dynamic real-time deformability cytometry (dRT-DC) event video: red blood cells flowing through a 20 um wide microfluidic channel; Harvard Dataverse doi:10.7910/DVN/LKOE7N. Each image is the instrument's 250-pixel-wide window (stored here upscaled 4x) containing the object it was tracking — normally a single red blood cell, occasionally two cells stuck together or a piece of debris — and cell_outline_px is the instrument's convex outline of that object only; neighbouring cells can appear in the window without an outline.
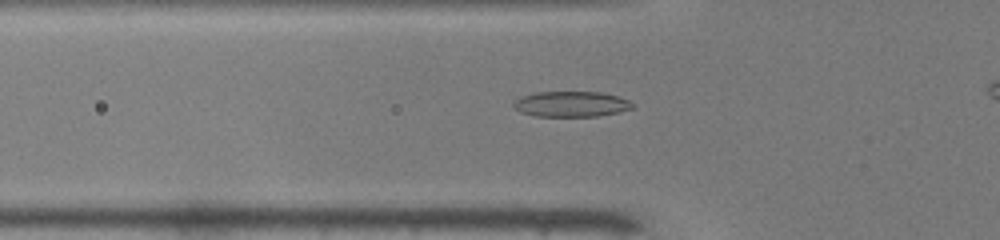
{"species": "common noctule bat (a hibernating species)", "species_latin": "Nyctalus noctula", "temperature_condition": "warm", "stored_images_in_passage": 29, "camera_frame_rate_fps": 3000, "um_per_image_px": 0.085, "animal": {"sex": "male", "body_mass_g": 19.0, "forearm_length_mm": 50.8}, "frame": {"image": 1, "passage_image": 2, "time_ms": 0.333, "image_size_px": [1000, 240], "cell_outline_px": [[636, 104], [632, 108], [616, 112], [596, 116], [536, 116], [520, 112], [512, 104], [520, 96], [536, 92], [604, 92], [628, 100]], "centroid_in_image_um": [48.54, 8.84], "position_along_channel_um": 77.3, "area_um2": 17.57}}
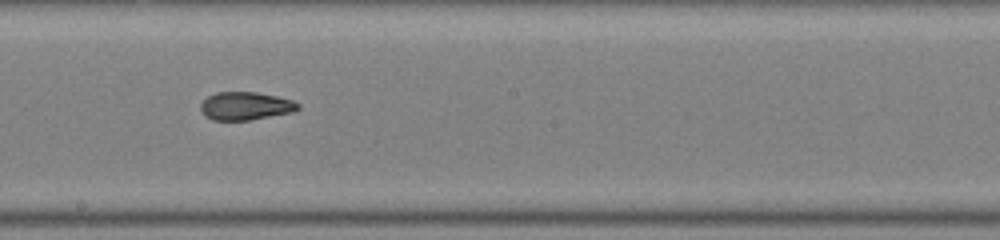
{"frame": {"image": 2, "passage_image": 13, "time_ms": 4.0, "image_size_px": [1000, 240], "cell_outline_px": [[300, 108], [292, 112], [248, 120], [212, 120], [204, 116], [200, 108], [200, 104], [208, 96], [216, 92], [256, 92], [276, 96], [292, 100], [300, 104]], "centroid_in_image_um": [20.85, 9.0], "position_along_channel_um": 227.4, "area_um2": 15.9}}
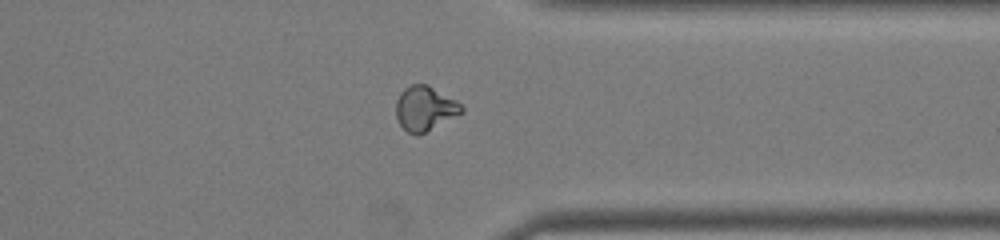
{"frame": {"image": 3, "passage_image": 24, "time_ms": 7.667, "image_size_px": [1000, 240], "cell_outline_px": [[464, 112], [416, 136], [408, 132], [400, 124], [396, 116], [396, 100], [400, 92], [404, 88], [412, 84], [428, 84], [456, 100], [464, 108]], "centroid_in_image_um": [36.1, 9.2], "position_along_channel_um": 375.3, "area_um2": 16.94}}